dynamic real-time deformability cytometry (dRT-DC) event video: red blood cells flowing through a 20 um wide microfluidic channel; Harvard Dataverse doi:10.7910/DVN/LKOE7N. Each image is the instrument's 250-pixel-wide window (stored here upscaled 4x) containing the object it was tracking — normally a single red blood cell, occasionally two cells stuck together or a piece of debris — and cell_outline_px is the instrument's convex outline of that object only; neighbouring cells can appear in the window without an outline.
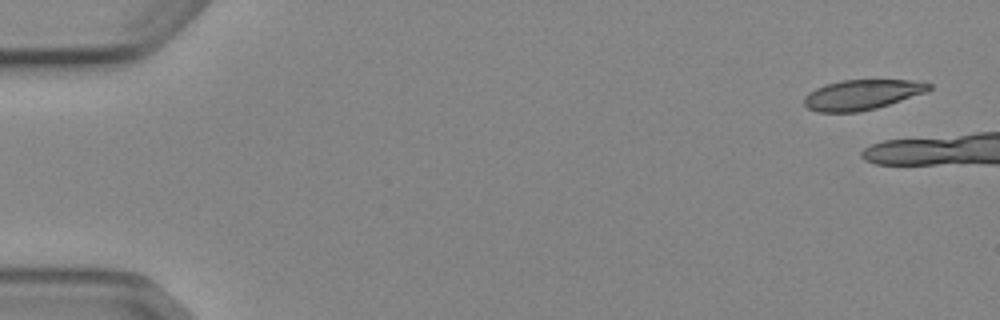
{"species": "Egyptian fruit bat (a non-hibernating species)", "species_latin": "Rousettus aegyptiacus", "temperature_condition": "cold", "stored_images_in_passage": 3, "camera_frame_rate_fps": 3000, "um_per_image_px": 0.085, "animal": {"sex": "female"}, "frame": {"image": 1, "passage_image": 1, "time_ms": 0.0, "image_size_px": [1000, 320], "cell_outline_px": [[932, 88], [924, 92], [876, 108], [860, 112], [816, 112], [808, 108], [804, 104], [804, 96], [808, 92], [824, 84], [840, 80], [912, 80], [932, 84]], "centroid_in_image_um": [73.2, 8.04], "position_along_channel_um": 11.8, "area_um2": 21.79}}